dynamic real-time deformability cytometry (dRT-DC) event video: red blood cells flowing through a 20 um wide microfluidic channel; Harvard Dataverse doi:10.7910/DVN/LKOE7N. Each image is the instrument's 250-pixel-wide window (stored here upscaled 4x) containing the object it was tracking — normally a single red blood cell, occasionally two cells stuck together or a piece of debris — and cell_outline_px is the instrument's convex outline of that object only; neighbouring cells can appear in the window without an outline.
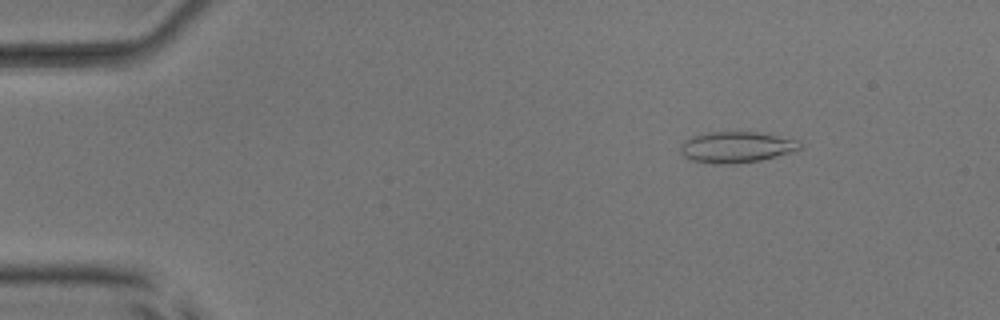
{"species": "common noctule bat (a hibernating species)", "species_latin": "Nyctalus noctula", "temperature_condition": "room temperature", "stored_images_in_passage": 52, "camera_frame_rate_fps": 3000, "um_per_image_px": 0.085, "animal": {"sex": "male", "body_mass_g": 17.9, "forearm_length_mm": 54.2}, "frame": {"image": 1, "passage_image": 7, "time_ms": 2.0, "image_size_px": [1000, 320], "cell_outline_px": [[800, 148], [792, 152], [760, 160], [736, 164], [712, 164], [692, 160], [684, 156], [680, 152], [680, 144], [684, 140], [692, 136], [708, 132], [756, 132], [796, 140], [800, 144]], "centroid_in_image_um": [62.52, 12.52], "position_along_channel_um": 22.5, "area_um2": 21.5}}
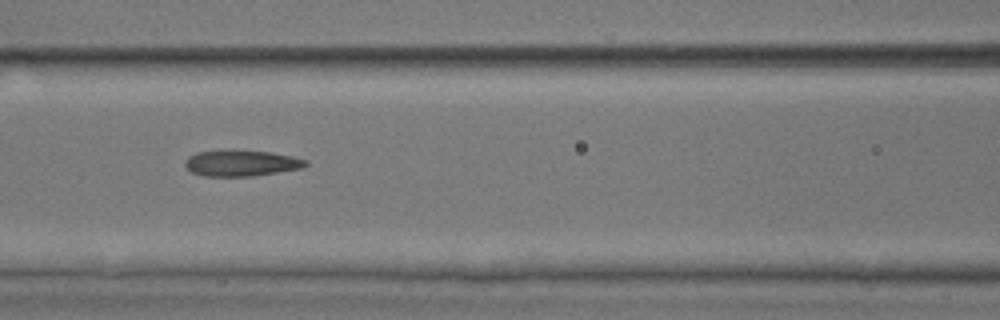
{"frame": {"image": 2, "passage_image": 23, "time_ms": 7.333, "image_size_px": [1000, 320], "cell_outline_px": [[308, 164], [300, 168], [252, 176], [204, 176], [192, 172], [184, 164], [188, 156], [196, 152], [268, 152], [292, 156], [308, 160]], "centroid_in_image_um": [20.51, 13.89], "position_along_channel_um": 146.1, "area_um2": 17.51}}
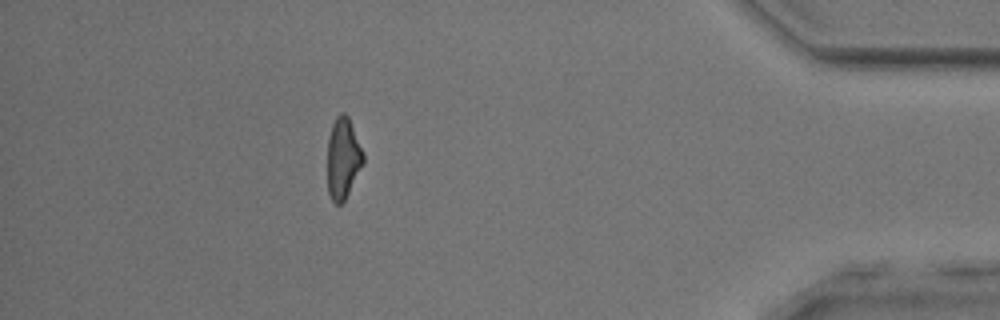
{"frame": {"image": 3, "passage_image": 46, "time_ms": 15.0, "image_size_px": [1000, 320], "cell_outline_px": [[364, 164], [344, 200], [340, 204], [336, 204], [332, 200], [328, 192], [328, 136], [332, 124], [336, 116], [340, 112], [344, 112], [348, 116], [364, 152]], "centroid_in_image_um": [29.17, 13.42], "position_along_channel_um": 406.0, "area_um2": 16.99}, "authors_computed_cell_mechanics": {"area_um2": 18.4093, "velocity_mm_per_s": 3.9935, "shape_relaxation_time_tau1_ms": null, "shape_relaxation_time_tau2_ms": 3.661, "deformation_change_tau1": null, "deformation_change_tau2": 0.1474}}